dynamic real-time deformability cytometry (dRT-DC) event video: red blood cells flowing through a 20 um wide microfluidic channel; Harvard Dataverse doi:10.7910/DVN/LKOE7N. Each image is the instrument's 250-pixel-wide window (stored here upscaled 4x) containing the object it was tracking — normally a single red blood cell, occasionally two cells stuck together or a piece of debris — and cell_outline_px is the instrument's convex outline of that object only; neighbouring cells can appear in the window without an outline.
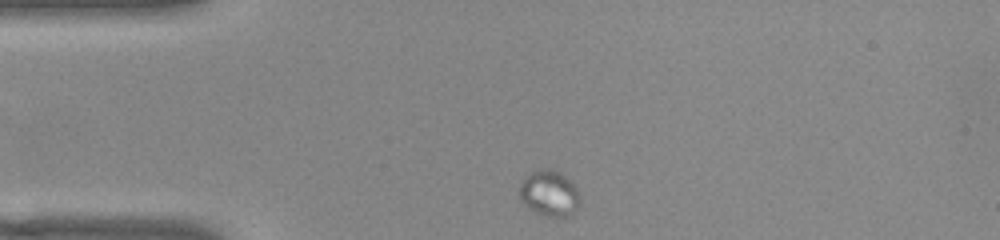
{"species": "common noctule bat (a hibernating species)", "species_latin": "Nyctalus noctula", "temperature_condition": "warm", "stored_images_in_passage": 17, "camera_frame_rate_fps": 3000, "um_per_image_px": 0.085, "animal": {"sex": "female", "body_mass_g": 22.0, "forearm_length_mm": 56.7}, "frame": {"image": 1, "passage_image": 1, "time_ms": 0.0, "image_size_px": [1000, 240], "cell_outline_px": [[580, 200], [576, 208], [568, 216], [544, 216], [528, 208], [520, 200], [520, 184], [532, 172], [540, 168], [552, 168], [560, 172], [580, 192]], "centroid_in_image_um": [46.69, 16.43], "position_along_channel_um": 38.3, "area_um2": 15.95}}
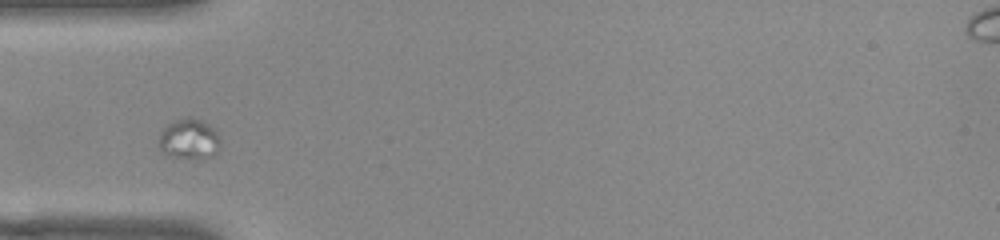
{"frame": {"image": 2, "passage_image": 6, "time_ms": 1.667, "image_size_px": [1000, 240], "cell_outline_px": [[220, 144], [216, 152], [212, 156], [164, 156], [160, 152], [160, 132], [168, 124], [176, 120], [188, 116], [192, 116], [208, 124], [216, 132], [220, 140]], "centroid_in_image_um": [16.04, 11.78], "position_along_channel_um": 69.0, "area_um2": 14.05}}
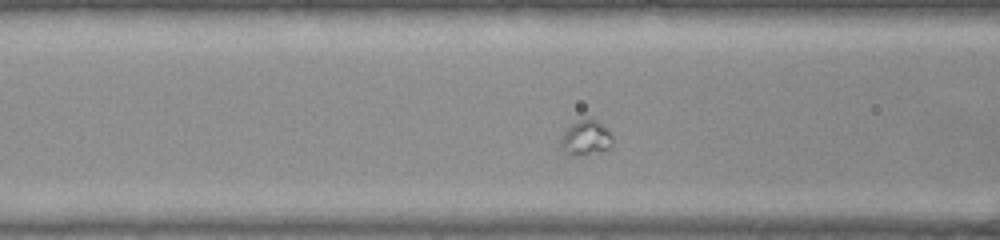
{"frame": {"image": 3, "passage_image": 10, "time_ms": 3.0, "image_size_px": [1000, 240], "cell_outline_px": [[612, 144], [608, 148], [572, 156], [568, 156], [560, 148], [560, 140], [564, 132], [572, 124], [580, 120], [596, 120], [612, 136]], "centroid_in_image_um": [49.73, 11.74], "position_along_channel_um": 116.9, "area_um2": 10.0}}